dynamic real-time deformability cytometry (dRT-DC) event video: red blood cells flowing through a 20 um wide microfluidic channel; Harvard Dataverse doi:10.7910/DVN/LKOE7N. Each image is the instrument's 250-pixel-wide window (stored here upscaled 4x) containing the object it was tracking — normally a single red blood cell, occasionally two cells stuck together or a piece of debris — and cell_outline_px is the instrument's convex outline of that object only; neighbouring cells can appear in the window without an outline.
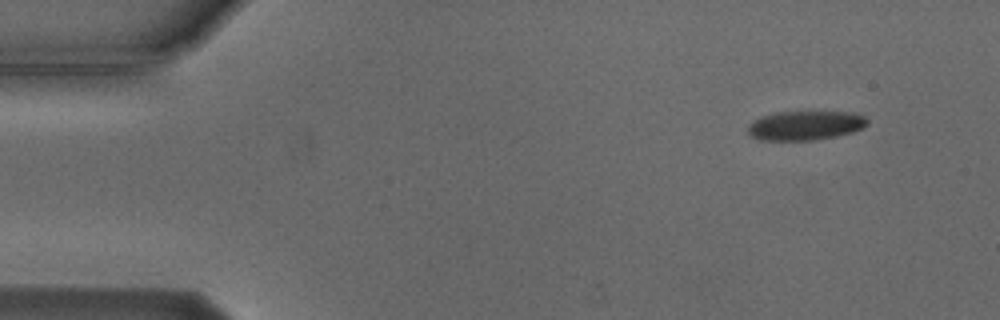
{"species": "Egyptian fruit bat (a non-hibernating species)", "species_latin": "Rousettus aegyptiacus", "temperature_condition": "cold", "stored_images_in_passage": 6, "segment_of_instrument_passage": [2, 2], "camera_frame_rate_fps": 3000, "um_per_image_px": 0.085, "animal": {"sex": "male"}, "frame": {"image": 1, "passage_image": 6, "time_ms": 5.667, "image_size_px": [1000, 320], "cell_outline_px": [[868, 124], [864, 128], [852, 132], [836, 136], [812, 140], [760, 140], [748, 136], [748, 128], [756, 120], [764, 116], [776, 112], [856, 112], [864, 116], [868, 120]], "centroid_in_image_um": [68.5, 10.67], "position_along_channel_um": 16.5, "area_um2": 20.29}}